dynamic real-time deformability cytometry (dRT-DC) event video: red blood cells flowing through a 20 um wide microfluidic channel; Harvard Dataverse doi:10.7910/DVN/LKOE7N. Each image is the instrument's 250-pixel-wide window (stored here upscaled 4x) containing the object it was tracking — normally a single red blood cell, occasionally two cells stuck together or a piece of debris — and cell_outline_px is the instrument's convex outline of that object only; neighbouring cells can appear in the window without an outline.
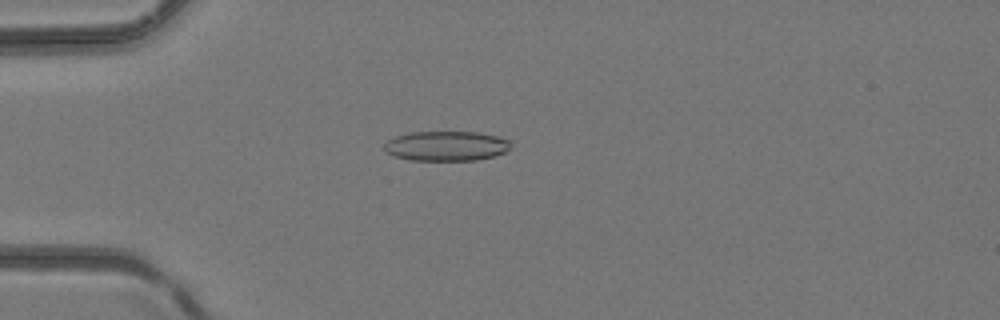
{"species": "common noctule bat (a hibernating species)", "species_latin": "Nyctalus noctula", "temperature_condition": "room temperature", "stored_images_in_passage": 35, "camera_frame_rate_fps": 3000, "um_per_image_px": 0.085, "animal": {"sex": "female", "body_mass_g": 24.6, "forearm_length_mm": 56.2}, "frame": {"image": 1, "passage_image": 5, "time_ms": 1.333, "image_size_px": [1000, 320], "cell_outline_px": [[508, 148], [504, 152], [492, 156], [476, 160], [412, 160], [396, 156], [388, 152], [384, 148], [384, 144], [388, 140], [396, 136], [412, 132], [480, 132], [496, 136], [508, 140]], "centroid_in_image_um": [37.91, 12.4], "position_along_channel_um": 47.1, "area_um2": 21.56}}
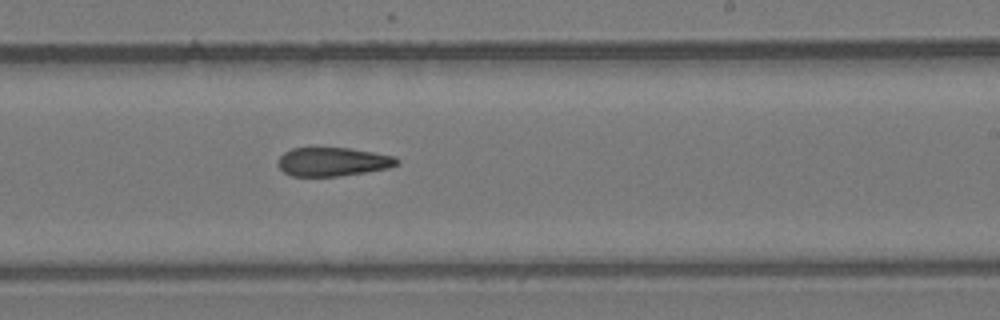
{"frame": {"image": 2, "passage_image": 19, "time_ms": 6.0, "image_size_px": [1000, 320], "cell_outline_px": [[400, 164], [388, 168], [364, 172], [336, 176], [292, 176], [284, 172], [276, 164], [280, 156], [284, 152], [292, 148], [348, 148], [396, 156], [400, 160]], "centroid_in_image_um": [28.29, 13.75], "position_along_channel_um": 260.7, "area_um2": 19.88}}
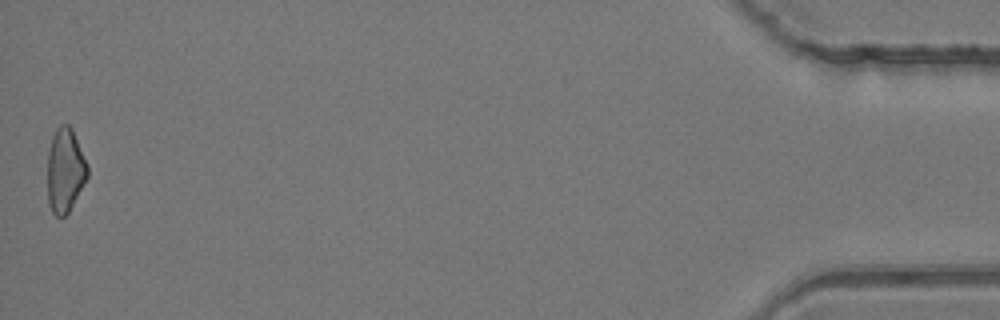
{"frame": {"image": 3, "passage_image": 35, "time_ms": 11.333, "image_size_px": [1000, 320], "cell_outline_px": [[88, 176], [68, 212], [64, 216], [56, 216], [52, 212], [48, 204], [48, 152], [52, 136], [56, 128], [60, 124], [68, 124], [72, 128], [88, 164]], "centroid_in_image_um": [5.53, 14.45], "position_along_channel_um": 429.7, "area_um2": 19.59}}